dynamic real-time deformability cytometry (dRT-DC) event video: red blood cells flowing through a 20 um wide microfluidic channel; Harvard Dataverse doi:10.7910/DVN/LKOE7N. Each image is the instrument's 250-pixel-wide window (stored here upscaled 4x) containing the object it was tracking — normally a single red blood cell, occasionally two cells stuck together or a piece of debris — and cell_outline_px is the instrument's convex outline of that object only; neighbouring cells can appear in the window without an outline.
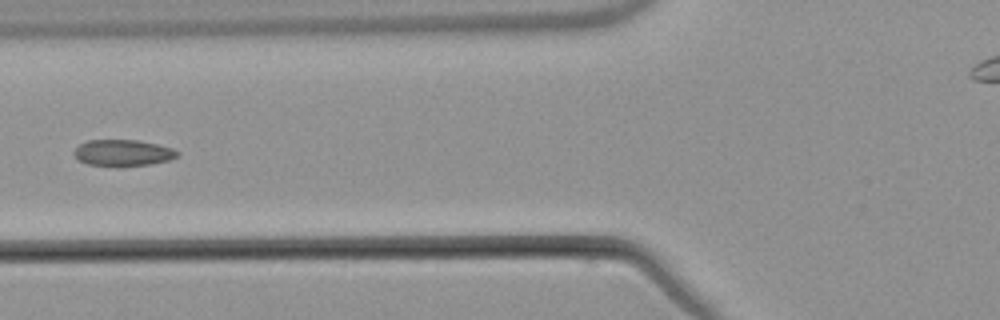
{"species": "common noctule bat (a hibernating species)", "species_latin": "Nyctalus noctula", "temperature_condition": "warm", "stored_images_in_passage": 5, "camera_frame_rate_fps": 3000, "um_per_image_px": 0.085, "animal": {"sex": "male", "body_mass_g": 21.5, "forearm_length_mm": 52.0}, "frame": {"image": 1, "passage_image": 4, "time_ms": 6.333, "image_size_px": [1000, 320], "cell_outline_px": [[180, 156], [168, 160], [152, 164], [88, 164], [76, 160], [72, 152], [80, 144], [88, 140], [140, 140], [172, 148], [180, 152]], "centroid_in_image_um": [10.45, 12.96], "position_along_channel_um": 115.3, "area_um2": 15.49}}
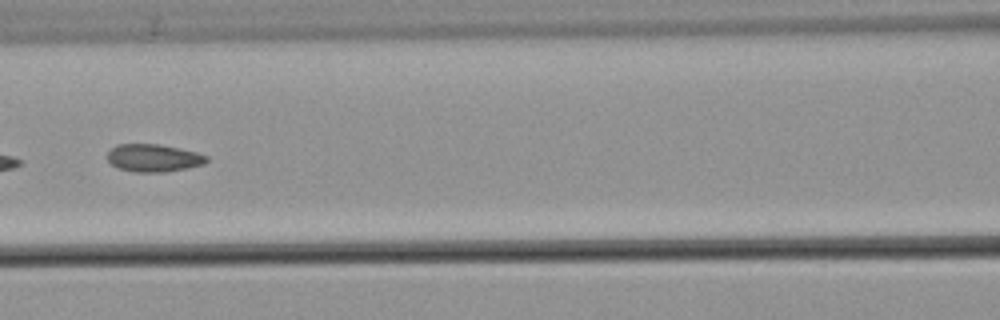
{"frame": {"image": 2, "passage_image": 5, "time_ms": 7.333, "image_size_px": [1000, 320], "cell_outline_px": [[208, 160], [204, 164], [188, 168], [164, 172], [136, 172], [120, 168], [112, 164], [108, 160], [108, 152], [116, 144], [160, 144], [180, 148], [196, 152], [208, 156]], "centroid_in_image_um": [13.08, 13.42], "position_along_channel_um": 153.5, "area_um2": 15.95}}